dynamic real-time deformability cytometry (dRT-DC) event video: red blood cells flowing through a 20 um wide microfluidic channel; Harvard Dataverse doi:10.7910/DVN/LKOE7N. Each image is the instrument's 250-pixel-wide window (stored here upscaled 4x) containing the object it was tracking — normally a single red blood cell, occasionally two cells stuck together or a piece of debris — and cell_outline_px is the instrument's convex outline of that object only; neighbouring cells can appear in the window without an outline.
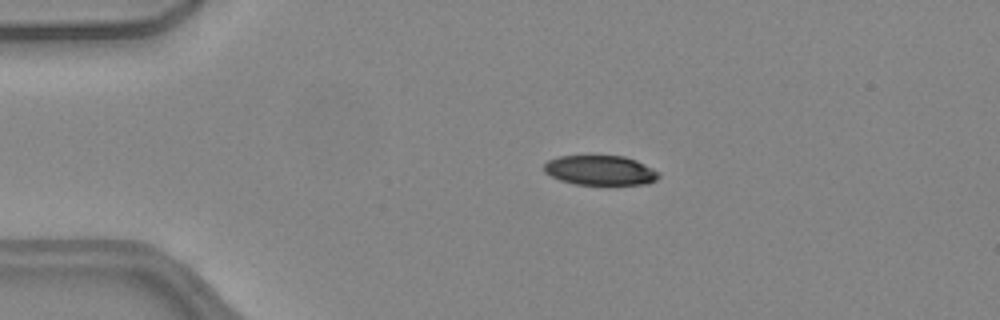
{"species": "common noctule bat (a hibernating species)", "species_latin": "Nyctalus noctula", "temperature_condition": "warm", "stored_images_in_passage": 46, "camera_frame_rate_fps": 3000, "um_per_image_px": 0.085, "animal": {"sex": "female", "body_mass_g": 24.6, "forearm_length_mm": 56.2}, "frame": {"image": 1, "passage_image": 6, "time_ms": 1.667, "image_size_px": [1000, 320], "cell_outline_px": [[660, 176], [656, 180], [648, 184], [572, 184], [560, 180], [544, 172], [544, 164], [548, 160], [560, 156], [624, 156], [636, 160], [660, 172]], "centroid_in_image_um": [51.03, 14.48], "position_along_channel_um": 34.0, "area_um2": 19.83}}
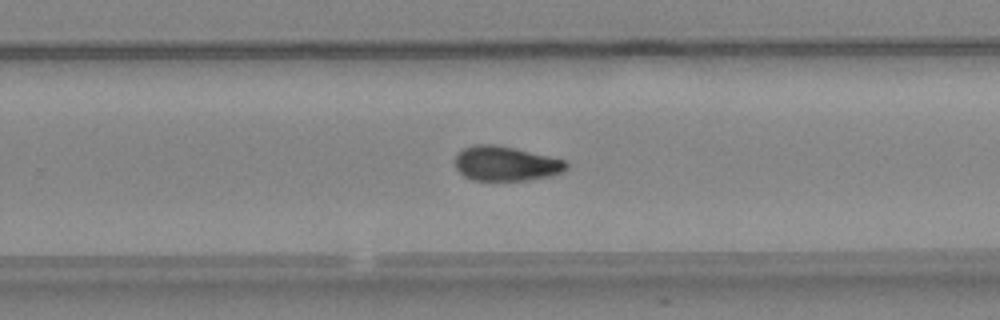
{"frame": {"image": 2, "passage_image": 28, "time_ms": 9.0, "image_size_px": [1000, 320], "cell_outline_px": [[568, 168], [564, 172], [552, 176], [528, 180], [472, 180], [464, 176], [456, 168], [456, 156], [464, 148], [472, 144], [496, 144], [568, 160]], "centroid_in_image_um": [43.05, 13.9], "position_along_channel_um": 286.7, "area_um2": 22.66}}
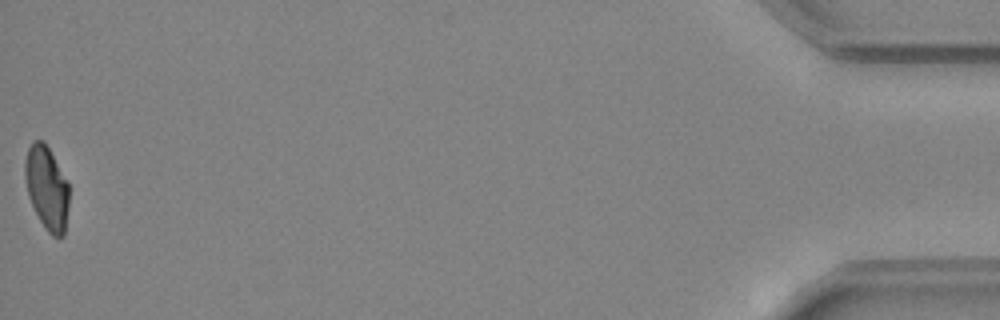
{"frame": {"image": 3, "passage_image": 46, "time_ms": 15.0, "image_size_px": [1000, 320], "cell_outline_px": [[68, 208], [64, 236], [52, 236], [44, 228], [28, 196], [24, 176], [24, 160], [28, 148], [32, 140], [44, 140], [68, 184]], "centroid_in_image_um": [3.95, 15.96], "position_along_channel_um": 431.3, "area_um2": 21.33}, "authors_computed_cell_mechanics": {"area_um2": 22.3397, "velocity_mm_per_s": 4.0868, "shape_relaxation_time_tau1_ms": 11.3528, "shape_relaxation_time_tau2_ms": null, "deformation_change_tau1": 0.255, "deformation_change_tau2": null}}